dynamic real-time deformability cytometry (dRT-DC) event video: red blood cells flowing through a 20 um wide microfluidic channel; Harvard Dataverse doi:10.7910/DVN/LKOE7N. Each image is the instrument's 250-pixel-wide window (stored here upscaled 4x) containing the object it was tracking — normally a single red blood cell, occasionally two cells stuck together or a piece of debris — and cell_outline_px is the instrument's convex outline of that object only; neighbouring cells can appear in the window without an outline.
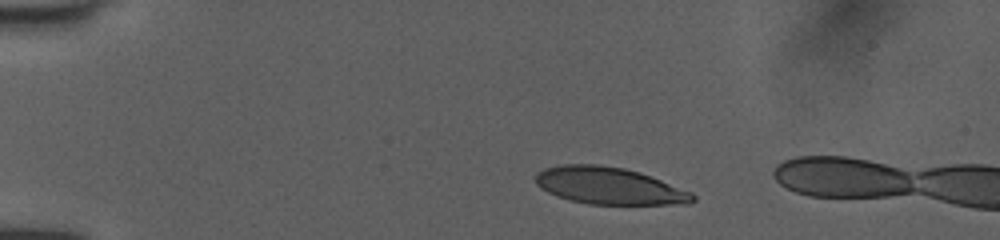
{"species": "human", "species_latin": "Homo sapiens", "temperature_condition": "room temperature", "stored_images_in_passage": 5, "camera_frame_rate_fps": 3000, "um_per_image_px": 0.085, "donor": {"sex": "female"}, "frame": {"image": 1, "passage_image": 1, "time_ms": 0.0, "image_size_px": [1000, 240], "cell_outline_px": [[696, 200], [688, 204], [588, 204], [556, 196], [540, 188], [536, 184], [536, 172], [544, 168], [564, 164], [600, 164], [624, 168], [640, 172], [652, 176], [692, 192], [696, 196]], "centroid_in_image_um": [51.8, 15.79], "position_along_channel_um": 33.2, "area_um2": 34.1}}